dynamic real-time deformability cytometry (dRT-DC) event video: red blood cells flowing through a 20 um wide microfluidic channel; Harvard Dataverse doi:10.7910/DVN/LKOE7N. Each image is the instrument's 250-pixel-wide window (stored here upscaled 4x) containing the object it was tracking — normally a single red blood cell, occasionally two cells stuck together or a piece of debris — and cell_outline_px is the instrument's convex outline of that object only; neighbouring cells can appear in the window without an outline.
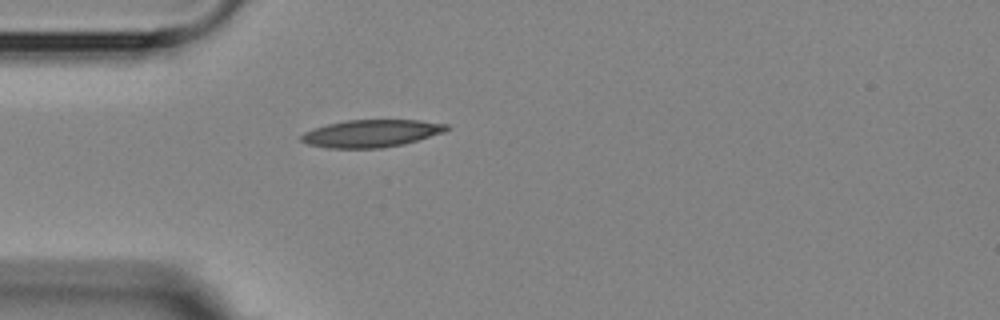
{"species": "Egyptian fruit bat (a non-hibernating species)", "species_latin": "Rousettus aegyptiacus", "temperature_condition": "room temperature", "stored_images_in_passage": 3, "camera_frame_rate_fps": 3000, "um_per_image_px": 0.085, "animal": {"sex": "female"}, "frame": {"image": 1, "passage_image": 3, "time_ms": 4.333, "image_size_px": [1000, 320], "cell_outline_px": [[452, 128], [444, 132], [404, 144], [380, 148], [328, 148], [308, 144], [300, 140], [300, 136], [304, 132], [312, 128], [344, 120], [420, 120], [448, 124]], "centroid_in_image_um": [31.56, 11.33], "position_along_channel_um": 53.4, "area_um2": 23.35}}